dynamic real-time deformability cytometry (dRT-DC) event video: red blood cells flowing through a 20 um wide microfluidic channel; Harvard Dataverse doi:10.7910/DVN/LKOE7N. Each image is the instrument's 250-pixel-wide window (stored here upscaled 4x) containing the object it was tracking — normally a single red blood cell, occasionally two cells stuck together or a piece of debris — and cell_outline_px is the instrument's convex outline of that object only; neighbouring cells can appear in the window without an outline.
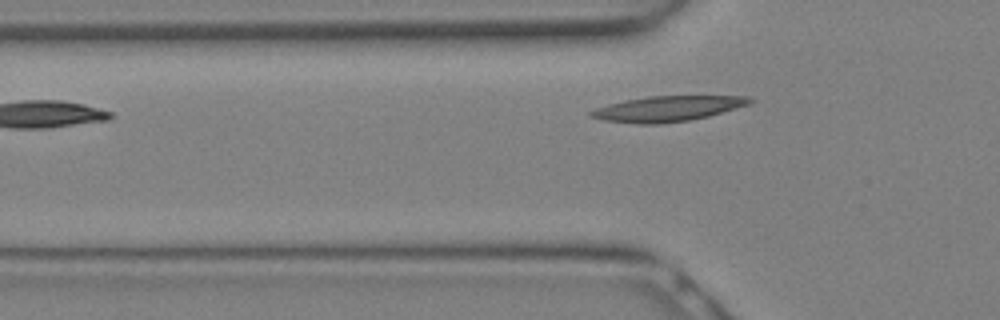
{"species": "Egyptian fruit bat (a non-hibernating species)", "species_latin": "Rousettus aegyptiacus", "temperature_condition": "warm", "stored_images_in_passage": 4, "camera_frame_rate_fps": 3000, "um_per_image_px": 0.085, "animal": {"sex": "female"}, "frame": {"image": 1, "passage_image": 4, "time_ms": 1.0, "image_size_px": [1000, 320], "cell_outline_px": [[756, 100], [748, 104], [708, 116], [688, 120], [660, 124], [636, 124], [604, 120], [588, 116], [588, 112], [596, 108], [608, 104], [624, 100], [648, 96], [748, 96]], "centroid_in_image_um": [56.7, 9.24], "position_along_channel_um": 69.1, "area_um2": 23.41}}